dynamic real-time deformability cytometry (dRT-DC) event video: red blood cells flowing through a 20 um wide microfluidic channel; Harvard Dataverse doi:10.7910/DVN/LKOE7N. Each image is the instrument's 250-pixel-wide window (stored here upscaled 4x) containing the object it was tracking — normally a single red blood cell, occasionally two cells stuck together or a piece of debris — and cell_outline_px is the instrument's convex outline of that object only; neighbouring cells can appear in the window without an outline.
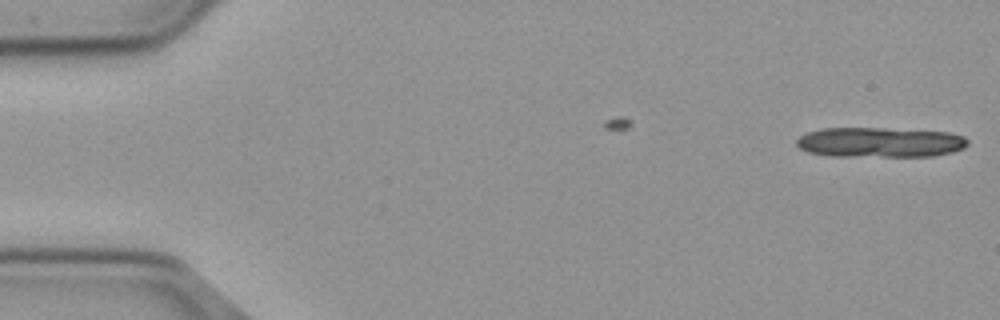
{"species": "common noctule bat (a hibernating species)", "species_latin": "Nyctalus noctula", "temperature_condition": "cold", "stored_images_in_passage": 2, "camera_frame_rate_fps": 3000, "um_per_image_px": 0.085, "animal": {"sex": "male", "body_mass_g": 23.1, "forearm_length_mm": 52.7}, "frame": {"image": 1, "passage_image": 2, "time_ms": 0.333, "image_size_px": [1000, 320], "cell_outline_px": [[968, 144], [964, 148], [952, 152], [932, 156], [832, 156], [808, 152], [800, 148], [796, 144], [796, 140], [800, 136], [808, 132], [824, 128], [884, 128], [948, 132], [964, 136], [968, 140]], "centroid_in_image_um": [74.8, 12.09], "position_along_channel_um": 10.2, "area_um2": 29.94}}